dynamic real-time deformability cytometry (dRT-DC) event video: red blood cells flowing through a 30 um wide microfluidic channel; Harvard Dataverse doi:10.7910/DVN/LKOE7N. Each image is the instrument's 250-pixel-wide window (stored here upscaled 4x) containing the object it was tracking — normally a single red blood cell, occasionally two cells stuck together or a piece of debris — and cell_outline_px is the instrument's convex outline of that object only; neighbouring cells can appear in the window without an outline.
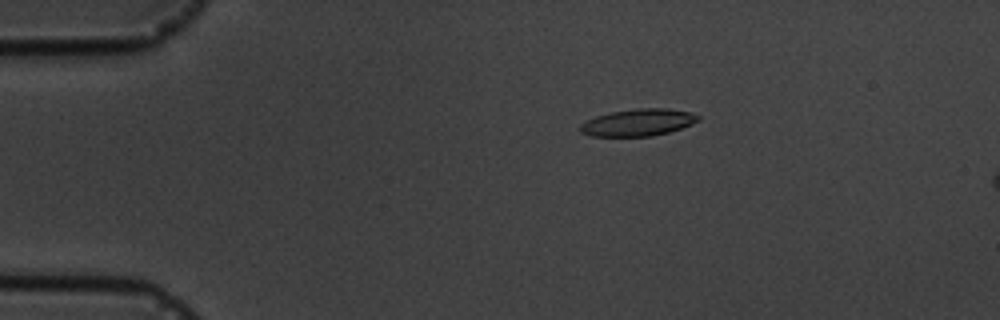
{"species": "common noctule bat (a hibernating species)", "species_latin": "Nyctalus noctula", "temperature_condition": "cold", "stored_images_in_passage": 5, "camera_frame_rate_fps": 3000, "um_per_image_px": 0.085, "animal": {"sex": "male", "body_mass_g": 19.5, "forearm_length_mm": 54.6}, "frame": {"image": 1, "passage_image": 3, "time_ms": 2.333, "image_size_px": [1000, 320], "cell_outline_px": [[700, 120], [692, 124], [668, 132], [652, 136], [592, 136], [580, 132], [580, 124], [596, 116], [612, 112], [636, 108], [668, 108], [692, 112], [700, 116]], "centroid_in_image_um": [54.27, 10.4], "position_along_channel_um": 30.7, "area_um2": 18.55}}